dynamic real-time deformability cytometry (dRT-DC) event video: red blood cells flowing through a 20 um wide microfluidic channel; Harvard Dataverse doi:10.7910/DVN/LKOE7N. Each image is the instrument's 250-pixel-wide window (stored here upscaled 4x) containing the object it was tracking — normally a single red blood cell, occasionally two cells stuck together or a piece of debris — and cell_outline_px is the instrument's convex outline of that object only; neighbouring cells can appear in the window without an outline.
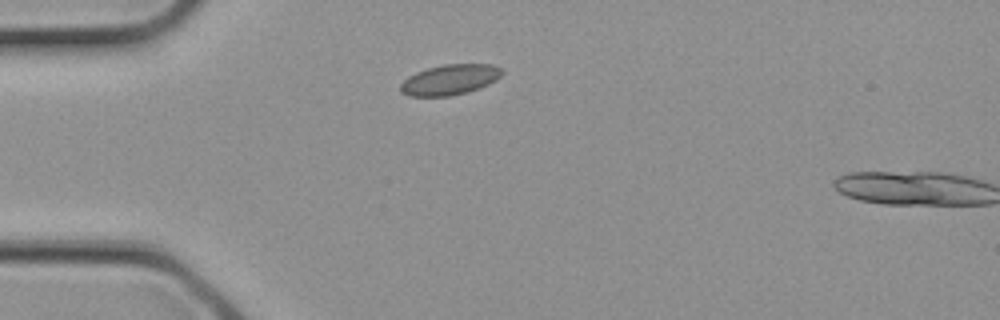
{"species": "common noctule bat (a hibernating species)", "species_latin": "Nyctalus noctula", "temperature_condition": "cold", "stored_images_in_passage": 2, "camera_frame_rate_fps": 3000, "um_per_image_px": 0.085, "animal": {"sex": "female", "body_mass_g": 21.9}, "frame": {"image": 1, "passage_image": 1, "time_ms": 0.0, "image_size_px": [1000, 320], "cell_outline_px": [[504, 72], [496, 80], [480, 88], [468, 92], [448, 96], [408, 96], [400, 92], [400, 84], [408, 76], [416, 72], [428, 68], [444, 64], [492, 64], [504, 68]], "centroid_in_image_um": [38.25, 6.77], "position_along_channel_um": 46.7, "area_um2": 18.15}}